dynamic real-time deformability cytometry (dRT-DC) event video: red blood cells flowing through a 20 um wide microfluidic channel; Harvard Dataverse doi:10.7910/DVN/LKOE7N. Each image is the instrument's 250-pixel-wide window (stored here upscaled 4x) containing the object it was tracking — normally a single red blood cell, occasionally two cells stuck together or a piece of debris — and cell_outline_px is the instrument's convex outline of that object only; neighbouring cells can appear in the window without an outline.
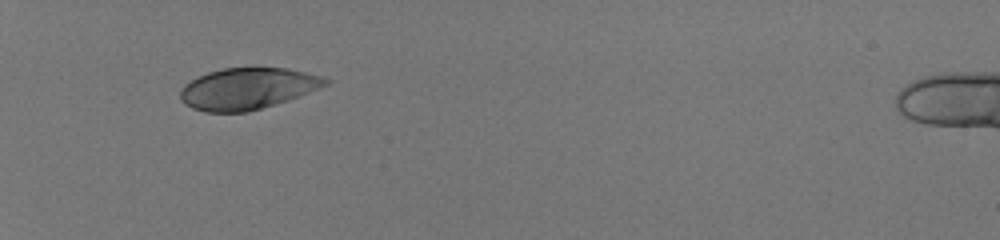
{"species": "human", "species_latin": "Homo sapiens", "temperature_condition": "room temperature", "stored_images_in_passage": 33, "camera_frame_rate_fps": 3000, "um_per_image_px": 0.085, "donor": {"sex": "male"}, "frame": {"image": 1, "passage_image": 1, "time_ms": 0.0, "image_size_px": [1000, 240], "cell_outline_px": [[332, 80], [328, 84], [300, 96], [288, 100], [248, 112], [204, 112], [192, 108], [184, 104], [180, 100], [180, 92], [184, 84], [208, 72], [224, 68], [288, 68], [320, 76]], "centroid_in_image_um": [21.03, 7.54], "position_along_channel_um": 64.0, "area_um2": 34.91}}
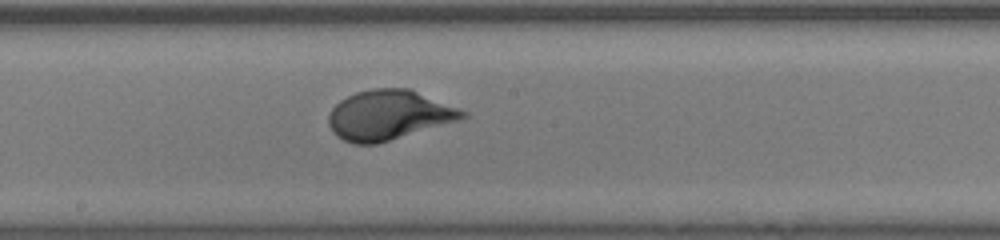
{"frame": {"image": 2, "passage_image": 14, "time_ms": 4.333, "image_size_px": [1000, 240], "cell_outline_px": [[468, 116], [460, 120], [376, 144], [352, 144], [336, 136], [332, 132], [328, 124], [328, 116], [332, 108], [340, 100], [356, 92], [372, 88], [408, 88], [468, 112]], "centroid_in_image_um": [33.02, 9.78], "position_along_channel_um": 215.2, "area_um2": 38.67}}
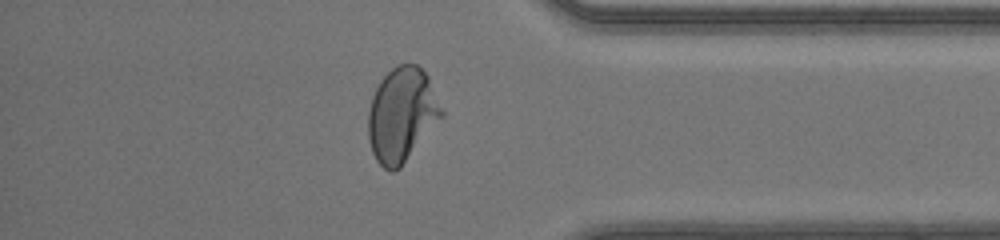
{"frame": {"image": 3, "passage_image": 28, "time_ms": 9.0, "image_size_px": [1000, 240], "cell_outline_px": [[444, 116], [400, 168], [392, 172], [384, 168], [376, 160], [372, 152], [368, 140], [368, 112], [372, 96], [380, 80], [396, 64], [416, 64], [428, 76], [444, 112]], "centroid_in_image_um": [34.15, 9.76], "position_along_channel_um": 401.1, "area_um2": 40.4}, "authors_computed_cell_mechanics": {"area_um2": 38.6104, "velocity_mm_per_s": 4.1232, "shape_relaxation_time_tau1_ms": 2.6094, "shape_relaxation_time_tau2_ms": null, "deformation_change_tau1": 0.1706, "deformation_change_tau2": null}}